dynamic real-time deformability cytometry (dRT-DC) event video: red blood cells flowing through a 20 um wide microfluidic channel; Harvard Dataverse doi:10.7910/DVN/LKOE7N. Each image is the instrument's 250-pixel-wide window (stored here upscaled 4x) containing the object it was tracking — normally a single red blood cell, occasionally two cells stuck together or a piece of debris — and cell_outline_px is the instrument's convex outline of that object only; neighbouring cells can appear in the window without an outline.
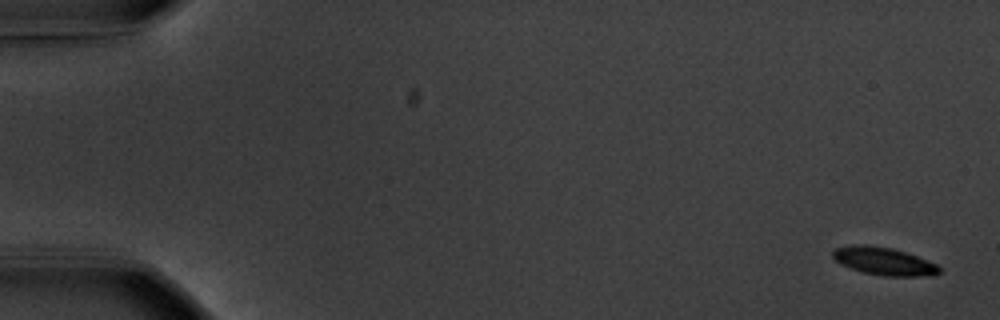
{"species": "common noctule bat (a hibernating species)", "species_latin": "Nyctalus noctula", "temperature_condition": "warm", "stored_images_in_passage": 2, "camera_frame_rate_fps": 3000, "um_per_image_px": 0.085, "animal": {"sex": "male", "body_mass_g": 20.1, "forearm_length_mm": 53.5}, "frame": {"image": 1, "passage_image": 2, "time_ms": 1.333, "image_size_px": [1000, 320], "cell_outline_px": [[940, 272], [932, 276], [884, 276], [860, 272], [840, 264], [832, 256], [832, 252], [836, 248], [852, 244], [864, 244], [892, 248], [916, 256], [936, 264], [940, 268]], "centroid_in_image_um": [75.09, 22.21], "position_along_channel_um": 9.9, "area_um2": 17.28}}